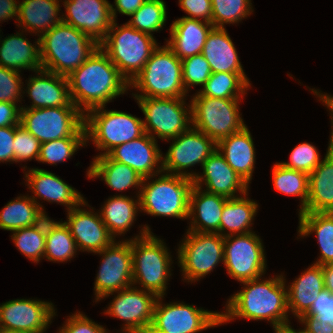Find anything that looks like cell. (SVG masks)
Instances as JSON below:
<instances>
[{
	"label": "cell",
	"mask_w": 333,
	"mask_h": 333,
	"mask_svg": "<svg viewBox=\"0 0 333 333\" xmlns=\"http://www.w3.org/2000/svg\"><path fill=\"white\" fill-rule=\"evenodd\" d=\"M135 99L146 118L143 121L144 131L154 139L156 137L151 135L152 130L160 139L172 140L190 128L191 105L188 106L190 109L188 111L183 98L144 97Z\"/></svg>",
	"instance_id": "11"
},
{
	"label": "cell",
	"mask_w": 333,
	"mask_h": 333,
	"mask_svg": "<svg viewBox=\"0 0 333 333\" xmlns=\"http://www.w3.org/2000/svg\"><path fill=\"white\" fill-rule=\"evenodd\" d=\"M12 239L21 253L34 262L44 257L46 245V216L36 225L12 231Z\"/></svg>",
	"instance_id": "41"
},
{
	"label": "cell",
	"mask_w": 333,
	"mask_h": 333,
	"mask_svg": "<svg viewBox=\"0 0 333 333\" xmlns=\"http://www.w3.org/2000/svg\"><path fill=\"white\" fill-rule=\"evenodd\" d=\"M244 73H212L203 89L195 96H207L221 99H239L240 93L250 86Z\"/></svg>",
	"instance_id": "39"
},
{
	"label": "cell",
	"mask_w": 333,
	"mask_h": 333,
	"mask_svg": "<svg viewBox=\"0 0 333 333\" xmlns=\"http://www.w3.org/2000/svg\"><path fill=\"white\" fill-rule=\"evenodd\" d=\"M20 111L14 103L0 102V127L19 125Z\"/></svg>",
	"instance_id": "53"
},
{
	"label": "cell",
	"mask_w": 333,
	"mask_h": 333,
	"mask_svg": "<svg viewBox=\"0 0 333 333\" xmlns=\"http://www.w3.org/2000/svg\"><path fill=\"white\" fill-rule=\"evenodd\" d=\"M66 18L62 22L75 27L101 43L113 23L107 0H65Z\"/></svg>",
	"instance_id": "19"
},
{
	"label": "cell",
	"mask_w": 333,
	"mask_h": 333,
	"mask_svg": "<svg viewBox=\"0 0 333 333\" xmlns=\"http://www.w3.org/2000/svg\"><path fill=\"white\" fill-rule=\"evenodd\" d=\"M233 236L224 237L223 262L228 274L240 282L260 278L266 267L260 238L252 232Z\"/></svg>",
	"instance_id": "14"
},
{
	"label": "cell",
	"mask_w": 333,
	"mask_h": 333,
	"mask_svg": "<svg viewBox=\"0 0 333 333\" xmlns=\"http://www.w3.org/2000/svg\"><path fill=\"white\" fill-rule=\"evenodd\" d=\"M299 214V234L304 237L315 232L320 245L321 257L315 264L322 266L333 263V213L302 212Z\"/></svg>",
	"instance_id": "34"
},
{
	"label": "cell",
	"mask_w": 333,
	"mask_h": 333,
	"mask_svg": "<svg viewBox=\"0 0 333 333\" xmlns=\"http://www.w3.org/2000/svg\"><path fill=\"white\" fill-rule=\"evenodd\" d=\"M212 74L211 67L202 54L182 60V80L186 92L191 85H205Z\"/></svg>",
	"instance_id": "45"
},
{
	"label": "cell",
	"mask_w": 333,
	"mask_h": 333,
	"mask_svg": "<svg viewBox=\"0 0 333 333\" xmlns=\"http://www.w3.org/2000/svg\"><path fill=\"white\" fill-rule=\"evenodd\" d=\"M272 172L273 185L278 192L290 196H300L302 202L300 213H302L306 208L308 200L309 175L301 171L286 168L280 163L274 165Z\"/></svg>",
	"instance_id": "40"
},
{
	"label": "cell",
	"mask_w": 333,
	"mask_h": 333,
	"mask_svg": "<svg viewBox=\"0 0 333 333\" xmlns=\"http://www.w3.org/2000/svg\"><path fill=\"white\" fill-rule=\"evenodd\" d=\"M20 109V125L41 143L61 138H86L85 114L77 107Z\"/></svg>",
	"instance_id": "8"
},
{
	"label": "cell",
	"mask_w": 333,
	"mask_h": 333,
	"mask_svg": "<svg viewBox=\"0 0 333 333\" xmlns=\"http://www.w3.org/2000/svg\"><path fill=\"white\" fill-rule=\"evenodd\" d=\"M240 99L194 96L191 101L193 128L205 133L216 143L246 126L240 117Z\"/></svg>",
	"instance_id": "10"
},
{
	"label": "cell",
	"mask_w": 333,
	"mask_h": 333,
	"mask_svg": "<svg viewBox=\"0 0 333 333\" xmlns=\"http://www.w3.org/2000/svg\"><path fill=\"white\" fill-rule=\"evenodd\" d=\"M174 143L170 146L161 166L156 172H173L174 175H180L187 178H195L198 174L182 172L196 163L203 166L204 161L217 150V143L209 138L205 133L189 128L186 132L180 133L173 138Z\"/></svg>",
	"instance_id": "15"
},
{
	"label": "cell",
	"mask_w": 333,
	"mask_h": 333,
	"mask_svg": "<svg viewBox=\"0 0 333 333\" xmlns=\"http://www.w3.org/2000/svg\"><path fill=\"white\" fill-rule=\"evenodd\" d=\"M28 82V94L33 100L31 109L49 107H76L70 98L67 76L44 69ZM43 74V75H42ZM45 77V78H44Z\"/></svg>",
	"instance_id": "23"
},
{
	"label": "cell",
	"mask_w": 333,
	"mask_h": 333,
	"mask_svg": "<svg viewBox=\"0 0 333 333\" xmlns=\"http://www.w3.org/2000/svg\"><path fill=\"white\" fill-rule=\"evenodd\" d=\"M275 331H276L275 333H295L294 329H292L290 326L286 328L277 329Z\"/></svg>",
	"instance_id": "59"
},
{
	"label": "cell",
	"mask_w": 333,
	"mask_h": 333,
	"mask_svg": "<svg viewBox=\"0 0 333 333\" xmlns=\"http://www.w3.org/2000/svg\"><path fill=\"white\" fill-rule=\"evenodd\" d=\"M25 174L28 188L33 190L35 196L65 204L67 209H73L80 205H87L82 195L62 179L44 169H31Z\"/></svg>",
	"instance_id": "26"
},
{
	"label": "cell",
	"mask_w": 333,
	"mask_h": 333,
	"mask_svg": "<svg viewBox=\"0 0 333 333\" xmlns=\"http://www.w3.org/2000/svg\"><path fill=\"white\" fill-rule=\"evenodd\" d=\"M138 200V201H137ZM134 201L127 196H114L109 198L100 211L102 221L110 234H124L132 225L139 207V196ZM138 205V207H137Z\"/></svg>",
	"instance_id": "37"
},
{
	"label": "cell",
	"mask_w": 333,
	"mask_h": 333,
	"mask_svg": "<svg viewBox=\"0 0 333 333\" xmlns=\"http://www.w3.org/2000/svg\"><path fill=\"white\" fill-rule=\"evenodd\" d=\"M35 199V196H19L16 200L10 201L0 212V228L14 231L39 223L46 214Z\"/></svg>",
	"instance_id": "35"
},
{
	"label": "cell",
	"mask_w": 333,
	"mask_h": 333,
	"mask_svg": "<svg viewBox=\"0 0 333 333\" xmlns=\"http://www.w3.org/2000/svg\"><path fill=\"white\" fill-rule=\"evenodd\" d=\"M70 229L76 246L80 250L100 252L114 242L101 216L77 207L68 210V221L64 222Z\"/></svg>",
	"instance_id": "20"
},
{
	"label": "cell",
	"mask_w": 333,
	"mask_h": 333,
	"mask_svg": "<svg viewBox=\"0 0 333 333\" xmlns=\"http://www.w3.org/2000/svg\"><path fill=\"white\" fill-rule=\"evenodd\" d=\"M258 204L253 200H249L246 197L230 198L224 204L220 224L219 234L222 236L246 234L250 233L251 230L248 228L252 224L251 221L257 212ZM229 230L230 233H221L224 230ZM232 233V234H231Z\"/></svg>",
	"instance_id": "36"
},
{
	"label": "cell",
	"mask_w": 333,
	"mask_h": 333,
	"mask_svg": "<svg viewBox=\"0 0 333 333\" xmlns=\"http://www.w3.org/2000/svg\"><path fill=\"white\" fill-rule=\"evenodd\" d=\"M0 45V66L16 71L19 69H31L36 73L42 69L40 59V38L37 39V47L32 45L21 34L8 36Z\"/></svg>",
	"instance_id": "31"
},
{
	"label": "cell",
	"mask_w": 333,
	"mask_h": 333,
	"mask_svg": "<svg viewBox=\"0 0 333 333\" xmlns=\"http://www.w3.org/2000/svg\"><path fill=\"white\" fill-rule=\"evenodd\" d=\"M299 320L305 324L304 330L308 333H333V327L314 316L302 315Z\"/></svg>",
	"instance_id": "54"
},
{
	"label": "cell",
	"mask_w": 333,
	"mask_h": 333,
	"mask_svg": "<svg viewBox=\"0 0 333 333\" xmlns=\"http://www.w3.org/2000/svg\"><path fill=\"white\" fill-rule=\"evenodd\" d=\"M103 108L104 106L97 107L85 114L87 140L91 138L98 149L106 150L100 155H107L116 146L137 139L145 133L142 119Z\"/></svg>",
	"instance_id": "9"
},
{
	"label": "cell",
	"mask_w": 333,
	"mask_h": 333,
	"mask_svg": "<svg viewBox=\"0 0 333 333\" xmlns=\"http://www.w3.org/2000/svg\"><path fill=\"white\" fill-rule=\"evenodd\" d=\"M200 190L194 186L191 192L189 219L193 215V221H191L192 226L188 231L219 233L222 210L228 198Z\"/></svg>",
	"instance_id": "28"
},
{
	"label": "cell",
	"mask_w": 333,
	"mask_h": 333,
	"mask_svg": "<svg viewBox=\"0 0 333 333\" xmlns=\"http://www.w3.org/2000/svg\"><path fill=\"white\" fill-rule=\"evenodd\" d=\"M319 152L307 142L296 146L290 155V162H282L284 167L310 174L320 163Z\"/></svg>",
	"instance_id": "46"
},
{
	"label": "cell",
	"mask_w": 333,
	"mask_h": 333,
	"mask_svg": "<svg viewBox=\"0 0 333 333\" xmlns=\"http://www.w3.org/2000/svg\"><path fill=\"white\" fill-rule=\"evenodd\" d=\"M0 333H27V332L15 331V330H8V329H2V328H0Z\"/></svg>",
	"instance_id": "60"
},
{
	"label": "cell",
	"mask_w": 333,
	"mask_h": 333,
	"mask_svg": "<svg viewBox=\"0 0 333 333\" xmlns=\"http://www.w3.org/2000/svg\"><path fill=\"white\" fill-rule=\"evenodd\" d=\"M39 38L42 69L63 76L78 69L99 47L92 37L62 21Z\"/></svg>",
	"instance_id": "3"
},
{
	"label": "cell",
	"mask_w": 333,
	"mask_h": 333,
	"mask_svg": "<svg viewBox=\"0 0 333 333\" xmlns=\"http://www.w3.org/2000/svg\"><path fill=\"white\" fill-rule=\"evenodd\" d=\"M87 175L89 178L101 177L112 189L123 191L131 186H142L143 177L124 163L112 160L108 155L95 157Z\"/></svg>",
	"instance_id": "32"
},
{
	"label": "cell",
	"mask_w": 333,
	"mask_h": 333,
	"mask_svg": "<svg viewBox=\"0 0 333 333\" xmlns=\"http://www.w3.org/2000/svg\"><path fill=\"white\" fill-rule=\"evenodd\" d=\"M67 323L59 333H106L104 327L95 324L80 312L67 319Z\"/></svg>",
	"instance_id": "50"
},
{
	"label": "cell",
	"mask_w": 333,
	"mask_h": 333,
	"mask_svg": "<svg viewBox=\"0 0 333 333\" xmlns=\"http://www.w3.org/2000/svg\"><path fill=\"white\" fill-rule=\"evenodd\" d=\"M311 90L314 92V94L319 95L322 102H324L327 105V107H329V109L333 112V97L325 94L324 95L318 94L317 90L316 91H314L313 89Z\"/></svg>",
	"instance_id": "58"
},
{
	"label": "cell",
	"mask_w": 333,
	"mask_h": 333,
	"mask_svg": "<svg viewBox=\"0 0 333 333\" xmlns=\"http://www.w3.org/2000/svg\"><path fill=\"white\" fill-rule=\"evenodd\" d=\"M212 25L224 28V24L235 23L251 14L250 0H211Z\"/></svg>",
	"instance_id": "43"
},
{
	"label": "cell",
	"mask_w": 333,
	"mask_h": 333,
	"mask_svg": "<svg viewBox=\"0 0 333 333\" xmlns=\"http://www.w3.org/2000/svg\"><path fill=\"white\" fill-rule=\"evenodd\" d=\"M15 126L0 127V161H14Z\"/></svg>",
	"instance_id": "52"
},
{
	"label": "cell",
	"mask_w": 333,
	"mask_h": 333,
	"mask_svg": "<svg viewBox=\"0 0 333 333\" xmlns=\"http://www.w3.org/2000/svg\"><path fill=\"white\" fill-rule=\"evenodd\" d=\"M245 288L231 296L226 313L221 314V324L235 317L251 320L267 319L274 330L288 324V298L283 276L261 281L259 278L241 282Z\"/></svg>",
	"instance_id": "2"
},
{
	"label": "cell",
	"mask_w": 333,
	"mask_h": 333,
	"mask_svg": "<svg viewBox=\"0 0 333 333\" xmlns=\"http://www.w3.org/2000/svg\"><path fill=\"white\" fill-rule=\"evenodd\" d=\"M77 246L65 223L54 222L46 216V245L44 256L50 261H67L71 259Z\"/></svg>",
	"instance_id": "38"
},
{
	"label": "cell",
	"mask_w": 333,
	"mask_h": 333,
	"mask_svg": "<svg viewBox=\"0 0 333 333\" xmlns=\"http://www.w3.org/2000/svg\"><path fill=\"white\" fill-rule=\"evenodd\" d=\"M146 0H115L116 7L111 5V15L113 20L116 17V9L119 13L131 16Z\"/></svg>",
	"instance_id": "55"
},
{
	"label": "cell",
	"mask_w": 333,
	"mask_h": 333,
	"mask_svg": "<svg viewBox=\"0 0 333 333\" xmlns=\"http://www.w3.org/2000/svg\"><path fill=\"white\" fill-rule=\"evenodd\" d=\"M143 178L139 207L148 214L176 218L189 217L190 196L195 186L193 178L167 173L150 184Z\"/></svg>",
	"instance_id": "7"
},
{
	"label": "cell",
	"mask_w": 333,
	"mask_h": 333,
	"mask_svg": "<svg viewBox=\"0 0 333 333\" xmlns=\"http://www.w3.org/2000/svg\"><path fill=\"white\" fill-rule=\"evenodd\" d=\"M294 332H295V333H308V332H306L305 330H301V331H295V330H294Z\"/></svg>",
	"instance_id": "61"
},
{
	"label": "cell",
	"mask_w": 333,
	"mask_h": 333,
	"mask_svg": "<svg viewBox=\"0 0 333 333\" xmlns=\"http://www.w3.org/2000/svg\"><path fill=\"white\" fill-rule=\"evenodd\" d=\"M60 11L58 0H23L18 8V21L24 29L46 33L62 21L57 17Z\"/></svg>",
	"instance_id": "33"
},
{
	"label": "cell",
	"mask_w": 333,
	"mask_h": 333,
	"mask_svg": "<svg viewBox=\"0 0 333 333\" xmlns=\"http://www.w3.org/2000/svg\"><path fill=\"white\" fill-rule=\"evenodd\" d=\"M187 233L178 249V259L184 278L195 281L211 272L219 261H224V236L195 231Z\"/></svg>",
	"instance_id": "12"
},
{
	"label": "cell",
	"mask_w": 333,
	"mask_h": 333,
	"mask_svg": "<svg viewBox=\"0 0 333 333\" xmlns=\"http://www.w3.org/2000/svg\"><path fill=\"white\" fill-rule=\"evenodd\" d=\"M180 7L190 16L186 18L198 19L212 22V2L211 0H179Z\"/></svg>",
	"instance_id": "51"
},
{
	"label": "cell",
	"mask_w": 333,
	"mask_h": 333,
	"mask_svg": "<svg viewBox=\"0 0 333 333\" xmlns=\"http://www.w3.org/2000/svg\"><path fill=\"white\" fill-rule=\"evenodd\" d=\"M87 138H61L41 143L38 161L55 164L70 158Z\"/></svg>",
	"instance_id": "44"
},
{
	"label": "cell",
	"mask_w": 333,
	"mask_h": 333,
	"mask_svg": "<svg viewBox=\"0 0 333 333\" xmlns=\"http://www.w3.org/2000/svg\"><path fill=\"white\" fill-rule=\"evenodd\" d=\"M97 253L104 254L94 287L97 301L133 285L131 240L113 242Z\"/></svg>",
	"instance_id": "16"
},
{
	"label": "cell",
	"mask_w": 333,
	"mask_h": 333,
	"mask_svg": "<svg viewBox=\"0 0 333 333\" xmlns=\"http://www.w3.org/2000/svg\"><path fill=\"white\" fill-rule=\"evenodd\" d=\"M99 47L130 83L142 71L158 44L152 35L138 31L128 23L118 27L114 20Z\"/></svg>",
	"instance_id": "4"
},
{
	"label": "cell",
	"mask_w": 333,
	"mask_h": 333,
	"mask_svg": "<svg viewBox=\"0 0 333 333\" xmlns=\"http://www.w3.org/2000/svg\"><path fill=\"white\" fill-rule=\"evenodd\" d=\"M203 176L194 178L195 186L201 189L205 181L208 193L230 198H237L236 191L247 195L248 183L245 182L227 163L219 151H214L203 163ZM239 189V190H237ZM235 196V197H234Z\"/></svg>",
	"instance_id": "21"
},
{
	"label": "cell",
	"mask_w": 333,
	"mask_h": 333,
	"mask_svg": "<svg viewBox=\"0 0 333 333\" xmlns=\"http://www.w3.org/2000/svg\"><path fill=\"white\" fill-rule=\"evenodd\" d=\"M142 230L141 236L131 239L133 284L141 283L144 290L163 298L171 275V257L162 240L152 235L148 226Z\"/></svg>",
	"instance_id": "6"
},
{
	"label": "cell",
	"mask_w": 333,
	"mask_h": 333,
	"mask_svg": "<svg viewBox=\"0 0 333 333\" xmlns=\"http://www.w3.org/2000/svg\"><path fill=\"white\" fill-rule=\"evenodd\" d=\"M14 161L20 162L39 158L41 142L20 124L15 126Z\"/></svg>",
	"instance_id": "47"
},
{
	"label": "cell",
	"mask_w": 333,
	"mask_h": 333,
	"mask_svg": "<svg viewBox=\"0 0 333 333\" xmlns=\"http://www.w3.org/2000/svg\"><path fill=\"white\" fill-rule=\"evenodd\" d=\"M127 22L138 31L151 34L162 29L166 21V5L163 0H146Z\"/></svg>",
	"instance_id": "42"
},
{
	"label": "cell",
	"mask_w": 333,
	"mask_h": 333,
	"mask_svg": "<svg viewBox=\"0 0 333 333\" xmlns=\"http://www.w3.org/2000/svg\"><path fill=\"white\" fill-rule=\"evenodd\" d=\"M331 134L324 160L309 174L308 200L303 212L333 213V131Z\"/></svg>",
	"instance_id": "25"
},
{
	"label": "cell",
	"mask_w": 333,
	"mask_h": 333,
	"mask_svg": "<svg viewBox=\"0 0 333 333\" xmlns=\"http://www.w3.org/2000/svg\"><path fill=\"white\" fill-rule=\"evenodd\" d=\"M18 8L16 0H0V21L17 16Z\"/></svg>",
	"instance_id": "56"
},
{
	"label": "cell",
	"mask_w": 333,
	"mask_h": 333,
	"mask_svg": "<svg viewBox=\"0 0 333 333\" xmlns=\"http://www.w3.org/2000/svg\"><path fill=\"white\" fill-rule=\"evenodd\" d=\"M303 315H311L333 327V294L327 289L322 290L313 302L310 310Z\"/></svg>",
	"instance_id": "49"
},
{
	"label": "cell",
	"mask_w": 333,
	"mask_h": 333,
	"mask_svg": "<svg viewBox=\"0 0 333 333\" xmlns=\"http://www.w3.org/2000/svg\"><path fill=\"white\" fill-rule=\"evenodd\" d=\"M214 28L212 23L182 17L171 25V39L167 46L183 60L202 53L208 34Z\"/></svg>",
	"instance_id": "24"
},
{
	"label": "cell",
	"mask_w": 333,
	"mask_h": 333,
	"mask_svg": "<svg viewBox=\"0 0 333 333\" xmlns=\"http://www.w3.org/2000/svg\"><path fill=\"white\" fill-rule=\"evenodd\" d=\"M157 299L151 292L129 287L118 293L105 314L125 320L126 333H148Z\"/></svg>",
	"instance_id": "17"
},
{
	"label": "cell",
	"mask_w": 333,
	"mask_h": 333,
	"mask_svg": "<svg viewBox=\"0 0 333 333\" xmlns=\"http://www.w3.org/2000/svg\"><path fill=\"white\" fill-rule=\"evenodd\" d=\"M21 84L19 71L0 66V102L16 104L22 91Z\"/></svg>",
	"instance_id": "48"
},
{
	"label": "cell",
	"mask_w": 333,
	"mask_h": 333,
	"mask_svg": "<svg viewBox=\"0 0 333 333\" xmlns=\"http://www.w3.org/2000/svg\"><path fill=\"white\" fill-rule=\"evenodd\" d=\"M212 73H244L234 44L225 28H213L207 36L201 53Z\"/></svg>",
	"instance_id": "29"
},
{
	"label": "cell",
	"mask_w": 333,
	"mask_h": 333,
	"mask_svg": "<svg viewBox=\"0 0 333 333\" xmlns=\"http://www.w3.org/2000/svg\"><path fill=\"white\" fill-rule=\"evenodd\" d=\"M130 85L144 93L135 98H184L182 60L167 45L157 47Z\"/></svg>",
	"instance_id": "5"
},
{
	"label": "cell",
	"mask_w": 333,
	"mask_h": 333,
	"mask_svg": "<svg viewBox=\"0 0 333 333\" xmlns=\"http://www.w3.org/2000/svg\"><path fill=\"white\" fill-rule=\"evenodd\" d=\"M322 266L314 264L309 267L297 280L295 279L287 291L288 309L299 319L306 314L319 293L324 290Z\"/></svg>",
	"instance_id": "30"
},
{
	"label": "cell",
	"mask_w": 333,
	"mask_h": 333,
	"mask_svg": "<svg viewBox=\"0 0 333 333\" xmlns=\"http://www.w3.org/2000/svg\"><path fill=\"white\" fill-rule=\"evenodd\" d=\"M324 287L333 294V263L322 265Z\"/></svg>",
	"instance_id": "57"
},
{
	"label": "cell",
	"mask_w": 333,
	"mask_h": 333,
	"mask_svg": "<svg viewBox=\"0 0 333 333\" xmlns=\"http://www.w3.org/2000/svg\"><path fill=\"white\" fill-rule=\"evenodd\" d=\"M67 80L71 101L83 113L105 107L130 85L100 47Z\"/></svg>",
	"instance_id": "1"
},
{
	"label": "cell",
	"mask_w": 333,
	"mask_h": 333,
	"mask_svg": "<svg viewBox=\"0 0 333 333\" xmlns=\"http://www.w3.org/2000/svg\"><path fill=\"white\" fill-rule=\"evenodd\" d=\"M217 151L225 158L228 165L247 183H250L255 150L247 126L217 142Z\"/></svg>",
	"instance_id": "27"
},
{
	"label": "cell",
	"mask_w": 333,
	"mask_h": 333,
	"mask_svg": "<svg viewBox=\"0 0 333 333\" xmlns=\"http://www.w3.org/2000/svg\"><path fill=\"white\" fill-rule=\"evenodd\" d=\"M158 297L148 333H196L221 324V313L193 305L171 303L161 305Z\"/></svg>",
	"instance_id": "13"
},
{
	"label": "cell",
	"mask_w": 333,
	"mask_h": 333,
	"mask_svg": "<svg viewBox=\"0 0 333 333\" xmlns=\"http://www.w3.org/2000/svg\"><path fill=\"white\" fill-rule=\"evenodd\" d=\"M54 315L52 303L28 299L11 300L0 306V328L43 333Z\"/></svg>",
	"instance_id": "18"
},
{
	"label": "cell",
	"mask_w": 333,
	"mask_h": 333,
	"mask_svg": "<svg viewBox=\"0 0 333 333\" xmlns=\"http://www.w3.org/2000/svg\"><path fill=\"white\" fill-rule=\"evenodd\" d=\"M155 141L152 136L144 133L137 139L116 146L107 155L114 161L130 166L141 177L148 180L158 174L154 172V167L163 158Z\"/></svg>",
	"instance_id": "22"
}]
</instances>
